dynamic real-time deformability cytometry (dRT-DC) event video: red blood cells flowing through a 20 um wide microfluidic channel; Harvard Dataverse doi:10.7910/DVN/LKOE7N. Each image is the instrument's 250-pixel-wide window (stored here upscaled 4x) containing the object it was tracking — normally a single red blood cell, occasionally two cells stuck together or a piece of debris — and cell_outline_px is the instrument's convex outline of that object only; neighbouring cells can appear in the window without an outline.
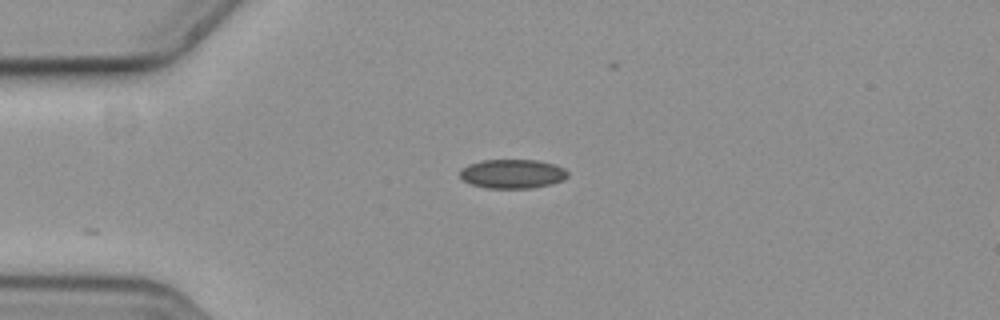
{"species": "common noctule bat (a hibernating species)", "species_latin": "Nyctalus noctula", "temperature_condition": "cold", "stored_images_in_passage": 33, "camera_frame_rate_fps": 3000, "um_per_image_px": 0.085, "animal": {"sex": "female", "body_mass_g": 19.3, "forearm_length_mm": 54.1}, "frame": {"image": 1, "passage_image": 1, "time_ms": 0.0, "image_size_px": [1000, 320], "cell_outline_px": [[568, 176], [564, 180], [552, 184], [532, 188], [488, 188], [472, 184], [464, 180], [460, 176], [460, 172], [468, 164], [480, 160], [540, 160], [556, 164], [564, 168], [568, 172]], "centroid_in_image_um": [43.61, 14.77], "position_along_channel_um": 41.4, "area_um2": 18.38}}
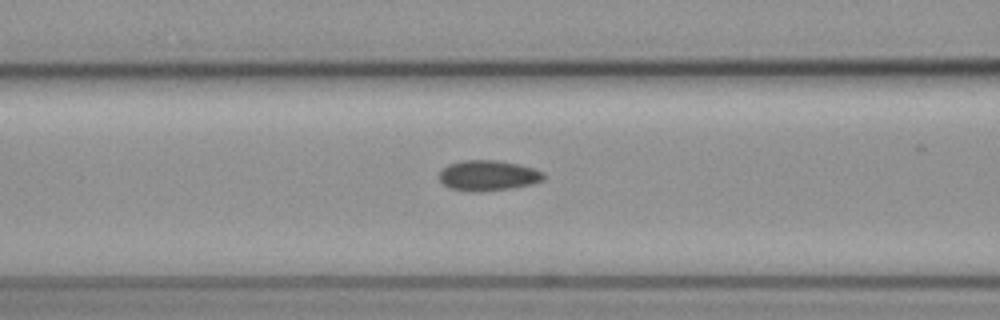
{"frame": {"image": 2, "passage_image": 10, "time_ms": 3.0, "image_size_px": [1000, 320], "cell_outline_px": [[544, 180], [532, 184], [512, 188], [480, 192], [448, 188], [440, 180], [440, 172], [448, 164], [460, 160], [500, 160], [520, 164], [544, 172]], "centroid_in_image_um": [41.51, 14.91], "position_along_channel_um": 125.1, "area_um2": 18.61}}
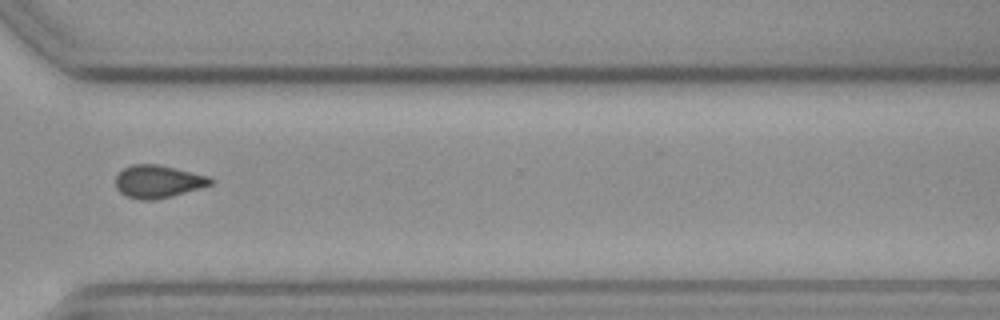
{"frame": {"image": 3, "passage_image": 29, "time_ms": 9.333, "image_size_px": [1000, 320], "cell_outline_px": [[212, 184], [200, 188], [172, 196], [152, 200], [140, 200], [128, 196], [120, 192], [116, 188], [116, 176], [124, 168], [132, 164], [156, 164], [212, 176]], "centroid_in_image_um": [13.45, 15.42], "position_along_channel_um": 357.2, "area_um2": 18.03}, "authors_computed_cell_mechanics": {"area_um2": 18.207, "velocity_mm_per_s": 3.6607, "shape_relaxation_time_tau1_ms": null, "shape_relaxation_time_tau2_ms": 6.9319, "deformation_change_tau1": null, "deformation_change_tau2": 0.1063}}